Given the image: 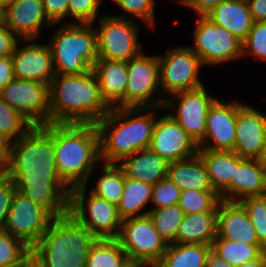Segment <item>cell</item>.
<instances>
[{"instance_id": "bcb514c9", "label": "cell", "mask_w": 266, "mask_h": 267, "mask_svg": "<svg viewBox=\"0 0 266 267\" xmlns=\"http://www.w3.org/2000/svg\"><path fill=\"white\" fill-rule=\"evenodd\" d=\"M224 0H177L184 6L193 9L198 16H206Z\"/></svg>"}, {"instance_id": "f35d334b", "label": "cell", "mask_w": 266, "mask_h": 267, "mask_svg": "<svg viewBox=\"0 0 266 267\" xmlns=\"http://www.w3.org/2000/svg\"><path fill=\"white\" fill-rule=\"evenodd\" d=\"M182 190L168 176L159 180L152 188V209L165 208L179 203Z\"/></svg>"}, {"instance_id": "11a10c76", "label": "cell", "mask_w": 266, "mask_h": 267, "mask_svg": "<svg viewBox=\"0 0 266 267\" xmlns=\"http://www.w3.org/2000/svg\"><path fill=\"white\" fill-rule=\"evenodd\" d=\"M260 161L266 166V141H265L264 152H263V155H262Z\"/></svg>"}, {"instance_id": "7bdbcfd3", "label": "cell", "mask_w": 266, "mask_h": 267, "mask_svg": "<svg viewBox=\"0 0 266 267\" xmlns=\"http://www.w3.org/2000/svg\"><path fill=\"white\" fill-rule=\"evenodd\" d=\"M15 190V184L10 177L0 179V229L5 225Z\"/></svg>"}, {"instance_id": "8fae6325", "label": "cell", "mask_w": 266, "mask_h": 267, "mask_svg": "<svg viewBox=\"0 0 266 267\" xmlns=\"http://www.w3.org/2000/svg\"><path fill=\"white\" fill-rule=\"evenodd\" d=\"M193 33L194 45L189 47L203 65L221 64L242 57V42L229 30L214 24L206 16H198Z\"/></svg>"}, {"instance_id": "836d02e7", "label": "cell", "mask_w": 266, "mask_h": 267, "mask_svg": "<svg viewBox=\"0 0 266 267\" xmlns=\"http://www.w3.org/2000/svg\"><path fill=\"white\" fill-rule=\"evenodd\" d=\"M148 216L152 219L155 229L167 244L176 243L179 225L183 220L184 212L178 204L165 208L150 209Z\"/></svg>"}, {"instance_id": "9c48e42d", "label": "cell", "mask_w": 266, "mask_h": 267, "mask_svg": "<svg viewBox=\"0 0 266 267\" xmlns=\"http://www.w3.org/2000/svg\"><path fill=\"white\" fill-rule=\"evenodd\" d=\"M97 32L98 58L125 61L142 52L138 42V27L131 18L121 16L100 17Z\"/></svg>"}, {"instance_id": "30bf717a", "label": "cell", "mask_w": 266, "mask_h": 267, "mask_svg": "<svg viewBox=\"0 0 266 267\" xmlns=\"http://www.w3.org/2000/svg\"><path fill=\"white\" fill-rule=\"evenodd\" d=\"M125 108H162L165 99L156 100L160 87L159 57L146 56L143 51L127 62Z\"/></svg>"}, {"instance_id": "ee69618b", "label": "cell", "mask_w": 266, "mask_h": 267, "mask_svg": "<svg viewBox=\"0 0 266 267\" xmlns=\"http://www.w3.org/2000/svg\"><path fill=\"white\" fill-rule=\"evenodd\" d=\"M45 14L55 25L68 16V0H42Z\"/></svg>"}, {"instance_id": "e575fe53", "label": "cell", "mask_w": 266, "mask_h": 267, "mask_svg": "<svg viewBox=\"0 0 266 267\" xmlns=\"http://www.w3.org/2000/svg\"><path fill=\"white\" fill-rule=\"evenodd\" d=\"M31 249L0 229V267H30Z\"/></svg>"}, {"instance_id": "4316f807", "label": "cell", "mask_w": 266, "mask_h": 267, "mask_svg": "<svg viewBox=\"0 0 266 267\" xmlns=\"http://www.w3.org/2000/svg\"><path fill=\"white\" fill-rule=\"evenodd\" d=\"M218 211L185 214L177 232V244L211 245L217 237Z\"/></svg>"}, {"instance_id": "7c38bea8", "label": "cell", "mask_w": 266, "mask_h": 267, "mask_svg": "<svg viewBox=\"0 0 266 267\" xmlns=\"http://www.w3.org/2000/svg\"><path fill=\"white\" fill-rule=\"evenodd\" d=\"M53 217L15 190L3 230L32 249L47 231Z\"/></svg>"}, {"instance_id": "4fadbf2b", "label": "cell", "mask_w": 266, "mask_h": 267, "mask_svg": "<svg viewBox=\"0 0 266 267\" xmlns=\"http://www.w3.org/2000/svg\"><path fill=\"white\" fill-rule=\"evenodd\" d=\"M199 56L189 47H179L159 56L160 87L167 95L181 91H190L203 87L198 78Z\"/></svg>"}, {"instance_id": "e0dca14e", "label": "cell", "mask_w": 266, "mask_h": 267, "mask_svg": "<svg viewBox=\"0 0 266 267\" xmlns=\"http://www.w3.org/2000/svg\"><path fill=\"white\" fill-rule=\"evenodd\" d=\"M242 105L237 102L224 103L216 99L209 108L205 134L197 143L198 149L233 151L236 139L237 110ZM211 141L214 144L210 145Z\"/></svg>"}, {"instance_id": "7402d4cb", "label": "cell", "mask_w": 266, "mask_h": 267, "mask_svg": "<svg viewBox=\"0 0 266 267\" xmlns=\"http://www.w3.org/2000/svg\"><path fill=\"white\" fill-rule=\"evenodd\" d=\"M100 93L110 108H125L127 62L98 58L92 66Z\"/></svg>"}, {"instance_id": "d590c367", "label": "cell", "mask_w": 266, "mask_h": 267, "mask_svg": "<svg viewBox=\"0 0 266 267\" xmlns=\"http://www.w3.org/2000/svg\"><path fill=\"white\" fill-rule=\"evenodd\" d=\"M33 126L27 118L0 97V134L14 142Z\"/></svg>"}, {"instance_id": "484cf974", "label": "cell", "mask_w": 266, "mask_h": 267, "mask_svg": "<svg viewBox=\"0 0 266 267\" xmlns=\"http://www.w3.org/2000/svg\"><path fill=\"white\" fill-rule=\"evenodd\" d=\"M118 165L125 176L155 185L167 176L169 163L156 152L146 148L125 157Z\"/></svg>"}, {"instance_id": "9f6ffc18", "label": "cell", "mask_w": 266, "mask_h": 267, "mask_svg": "<svg viewBox=\"0 0 266 267\" xmlns=\"http://www.w3.org/2000/svg\"><path fill=\"white\" fill-rule=\"evenodd\" d=\"M11 0H0V8L3 10Z\"/></svg>"}, {"instance_id": "4dcf8cb0", "label": "cell", "mask_w": 266, "mask_h": 267, "mask_svg": "<svg viewBox=\"0 0 266 267\" xmlns=\"http://www.w3.org/2000/svg\"><path fill=\"white\" fill-rule=\"evenodd\" d=\"M212 250L233 267L245 262L257 260L266 249L261 244H245L222 239L217 236L212 243Z\"/></svg>"}, {"instance_id": "9a60e30c", "label": "cell", "mask_w": 266, "mask_h": 267, "mask_svg": "<svg viewBox=\"0 0 266 267\" xmlns=\"http://www.w3.org/2000/svg\"><path fill=\"white\" fill-rule=\"evenodd\" d=\"M171 96V99H165L163 108H175L177 113L169 115L198 143L204 137L207 114L216 98L208 95L204 86L176 92L169 97Z\"/></svg>"}, {"instance_id": "816d5d0a", "label": "cell", "mask_w": 266, "mask_h": 267, "mask_svg": "<svg viewBox=\"0 0 266 267\" xmlns=\"http://www.w3.org/2000/svg\"><path fill=\"white\" fill-rule=\"evenodd\" d=\"M266 261V252H264L257 260L245 262L238 267H264Z\"/></svg>"}, {"instance_id": "f6af8a7d", "label": "cell", "mask_w": 266, "mask_h": 267, "mask_svg": "<svg viewBox=\"0 0 266 267\" xmlns=\"http://www.w3.org/2000/svg\"><path fill=\"white\" fill-rule=\"evenodd\" d=\"M19 38L0 21V56L12 57Z\"/></svg>"}, {"instance_id": "ab89813d", "label": "cell", "mask_w": 266, "mask_h": 267, "mask_svg": "<svg viewBox=\"0 0 266 267\" xmlns=\"http://www.w3.org/2000/svg\"><path fill=\"white\" fill-rule=\"evenodd\" d=\"M245 54H252L266 61V21L253 23L249 34L242 42V55Z\"/></svg>"}, {"instance_id": "f546056e", "label": "cell", "mask_w": 266, "mask_h": 267, "mask_svg": "<svg viewBox=\"0 0 266 267\" xmlns=\"http://www.w3.org/2000/svg\"><path fill=\"white\" fill-rule=\"evenodd\" d=\"M153 185L125 176L122 198L117 204L122 220L148 215L149 211L140 212L152 199ZM140 212V213H138ZM138 213V214H137Z\"/></svg>"}, {"instance_id": "44dd1931", "label": "cell", "mask_w": 266, "mask_h": 267, "mask_svg": "<svg viewBox=\"0 0 266 267\" xmlns=\"http://www.w3.org/2000/svg\"><path fill=\"white\" fill-rule=\"evenodd\" d=\"M217 236L245 244H260L246 209L240 202L235 201L220 200Z\"/></svg>"}, {"instance_id": "f1b7e54d", "label": "cell", "mask_w": 266, "mask_h": 267, "mask_svg": "<svg viewBox=\"0 0 266 267\" xmlns=\"http://www.w3.org/2000/svg\"><path fill=\"white\" fill-rule=\"evenodd\" d=\"M211 245L168 244L162 258L153 267H206Z\"/></svg>"}, {"instance_id": "83f0119b", "label": "cell", "mask_w": 266, "mask_h": 267, "mask_svg": "<svg viewBox=\"0 0 266 267\" xmlns=\"http://www.w3.org/2000/svg\"><path fill=\"white\" fill-rule=\"evenodd\" d=\"M167 176L182 191H214L206 166L198 154L186 160L169 163Z\"/></svg>"}, {"instance_id": "f907efd6", "label": "cell", "mask_w": 266, "mask_h": 267, "mask_svg": "<svg viewBox=\"0 0 266 267\" xmlns=\"http://www.w3.org/2000/svg\"><path fill=\"white\" fill-rule=\"evenodd\" d=\"M206 267H233L225 259L217 255L212 249L206 261Z\"/></svg>"}, {"instance_id": "7dc6e473", "label": "cell", "mask_w": 266, "mask_h": 267, "mask_svg": "<svg viewBox=\"0 0 266 267\" xmlns=\"http://www.w3.org/2000/svg\"><path fill=\"white\" fill-rule=\"evenodd\" d=\"M14 79L12 57L0 56V90Z\"/></svg>"}, {"instance_id": "d6986e66", "label": "cell", "mask_w": 266, "mask_h": 267, "mask_svg": "<svg viewBox=\"0 0 266 267\" xmlns=\"http://www.w3.org/2000/svg\"><path fill=\"white\" fill-rule=\"evenodd\" d=\"M29 42L23 48L15 47L12 55L14 64V78L38 81L49 84L55 77L53 58L48 44L30 43L34 40H22Z\"/></svg>"}, {"instance_id": "db71d44e", "label": "cell", "mask_w": 266, "mask_h": 267, "mask_svg": "<svg viewBox=\"0 0 266 267\" xmlns=\"http://www.w3.org/2000/svg\"><path fill=\"white\" fill-rule=\"evenodd\" d=\"M6 176V167L0 162V179Z\"/></svg>"}, {"instance_id": "f5cc1de1", "label": "cell", "mask_w": 266, "mask_h": 267, "mask_svg": "<svg viewBox=\"0 0 266 267\" xmlns=\"http://www.w3.org/2000/svg\"><path fill=\"white\" fill-rule=\"evenodd\" d=\"M144 266L151 267L150 265H148L144 262L128 258L124 263H122V265L120 267H144Z\"/></svg>"}, {"instance_id": "6f0895ef", "label": "cell", "mask_w": 266, "mask_h": 267, "mask_svg": "<svg viewBox=\"0 0 266 267\" xmlns=\"http://www.w3.org/2000/svg\"><path fill=\"white\" fill-rule=\"evenodd\" d=\"M0 21H2V9L0 8Z\"/></svg>"}, {"instance_id": "d4e9b609", "label": "cell", "mask_w": 266, "mask_h": 267, "mask_svg": "<svg viewBox=\"0 0 266 267\" xmlns=\"http://www.w3.org/2000/svg\"><path fill=\"white\" fill-rule=\"evenodd\" d=\"M263 195H266V166L258 159H244L232 177L231 201Z\"/></svg>"}, {"instance_id": "c3c4849f", "label": "cell", "mask_w": 266, "mask_h": 267, "mask_svg": "<svg viewBox=\"0 0 266 267\" xmlns=\"http://www.w3.org/2000/svg\"><path fill=\"white\" fill-rule=\"evenodd\" d=\"M254 22L266 21V0H247Z\"/></svg>"}, {"instance_id": "5b68a950", "label": "cell", "mask_w": 266, "mask_h": 267, "mask_svg": "<svg viewBox=\"0 0 266 267\" xmlns=\"http://www.w3.org/2000/svg\"><path fill=\"white\" fill-rule=\"evenodd\" d=\"M96 237L70 213L53 218L31 249L30 267H86Z\"/></svg>"}, {"instance_id": "8992f818", "label": "cell", "mask_w": 266, "mask_h": 267, "mask_svg": "<svg viewBox=\"0 0 266 267\" xmlns=\"http://www.w3.org/2000/svg\"><path fill=\"white\" fill-rule=\"evenodd\" d=\"M91 23H68L48 44L57 75H80L98 59L97 32Z\"/></svg>"}, {"instance_id": "6da1fadb", "label": "cell", "mask_w": 266, "mask_h": 267, "mask_svg": "<svg viewBox=\"0 0 266 267\" xmlns=\"http://www.w3.org/2000/svg\"><path fill=\"white\" fill-rule=\"evenodd\" d=\"M16 190L53 218L69 213L71 189L58 175L54 158V123L33 126L12 142L6 167Z\"/></svg>"}, {"instance_id": "1f68e13d", "label": "cell", "mask_w": 266, "mask_h": 267, "mask_svg": "<svg viewBox=\"0 0 266 267\" xmlns=\"http://www.w3.org/2000/svg\"><path fill=\"white\" fill-rule=\"evenodd\" d=\"M127 259L116 238H99L90 247L86 267H120Z\"/></svg>"}, {"instance_id": "7a4b0ae2", "label": "cell", "mask_w": 266, "mask_h": 267, "mask_svg": "<svg viewBox=\"0 0 266 267\" xmlns=\"http://www.w3.org/2000/svg\"><path fill=\"white\" fill-rule=\"evenodd\" d=\"M110 110L92 69L80 75L56 74L49 85V123L96 124Z\"/></svg>"}, {"instance_id": "ffe728a7", "label": "cell", "mask_w": 266, "mask_h": 267, "mask_svg": "<svg viewBox=\"0 0 266 267\" xmlns=\"http://www.w3.org/2000/svg\"><path fill=\"white\" fill-rule=\"evenodd\" d=\"M2 22L22 40H35L44 22L53 25L42 0H11L2 10Z\"/></svg>"}, {"instance_id": "277c9868", "label": "cell", "mask_w": 266, "mask_h": 267, "mask_svg": "<svg viewBox=\"0 0 266 267\" xmlns=\"http://www.w3.org/2000/svg\"><path fill=\"white\" fill-rule=\"evenodd\" d=\"M148 109L151 108H111L96 123L100 159L104 163L118 164L125 157L149 147L156 120L151 113L141 114Z\"/></svg>"}, {"instance_id": "b9f144b4", "label": "cell", "mask_w": 266, "mask_h": 267, "mask_svg": "<svg viewBox=\"0 0 266 267\" xmlns=\"http://www.w3.org/2000/svg\"><path fill=\"white\" fill-rule=\"evenodd\" d=\"M122 10L140 18L151 28L155 26L154 0H113Z\"/></svg>"}, {"instance_id": "d6a6232c", "label": "cell", "mask_w": 266, "mask_h": 267, "mask_svg": "<svg viewBox=\"0 0 266 267\" xmlns=\"http://www.w3.org/2000/svg\"><path fill=\"white\" fill-rule=\"evenodd\" d=\"M125 173L118 164H104L103 175L90 192L106 201L118 204L123 195Z\"/></svg>"}, {"instance_id": "cb8c5ba5", "label": "cell", "mask_w": 266, "mask_h": 267, "mask_svg": "<svg viewBox=\"0 0 266 267\" xmlns=\"http://www.w3.org/2000/svg\"><path fill=\"white\" fill-rule=\"evenodd\" d=\"M206 17L229 30L241 42L246 39L254 23L247 0H224Z\"/></svg>"}, {"instance_id": "ba28073f", "label": "cell", "mask_w": 266, "mask_h": 267, "mask_svg": "<svg viewBox=\"0 0 266 267\" xmlns=\"http://www.w3.org/2000/svg\"><path fill=\"white\" fill-rule=\"evenodd\" d=\"M116 239L129 259L151 267L162 258L168 247L148 215L124 219Z\"/></svg>"}, {"instance_id": "2e32d148", "label": "cell", "mask_w": 266, "mask_h": 267, "mask_svg": "<svg viewBox=\"0 0 266 267\" xmlns=\"http://www.w3.org/2000/svg\"><path fill=\"white\" fill-rule=\"evenodd\" d=\"M148 148L168 163L186 160L198 154V144L169 114L156 120Z\"/></svg>"}, {"instance_id": "681fc988", "label": "cell", "mask_w": 266, "mask_h": 267, "mask_svg": "<svg viewBox=\"0 0 266 267\" xmlns=\"http://www.w3.org/2000/svg\"><path fill=\"white\" fill-rule=\"evenodd\" d=\"M12 141L6 136L0 134V162L7 167L10 153H11Z\"/></svg>"}, {"instance_id": "3957f363", "label": "cell", "mask_w": 266, "mask_h": 267, "mask_svg": "<svg viewBox=\"0 0 266 267\" xmlns=\"http://www.w3.org/2000/svg\"><path fill=\"white\" fill-rule=\"evenodd\" d=\"M54 158L59 177L70 189L87 187L101 160L96 124L54 123Z\"/></svg>"}, {"instance_id": "603a6c76", "label": "cell", "mask_w": 266, "mask_h": 267, "mask_svg": "<svg viewBox=\"0 0 266 267\" xmlns=\"http://www.w3.org/2000/svg\"><path fill=\"white\" fill-rule=\"evenodd\" d=\"M214 191L222 200L231 201V182L235 168L244 160L234 151L198 149Z\"/></svg>"}, {"instance_id": "60d3db41", "label": "cell", "mask_w": 266, "mask_h": 267, "mask_svg": "<svg viewBox=\"0 0 266 267\" xmlns=\"http://www.w3.org/2000/svg\"><path fill=\"white\" fill-rule=\"evenodd\" d=\"M100 4L101 0H68V16L74 18L69 23H94Z\"/></svg>"}, {"instance_id": "ac0fdd59", "label": "cell", "mask_w": 266, "mask_h": 267, "mask_svg": "<svg viewBox=\"0 0 266 267\" xmlns=\"http://www.w3.org/2000/svg\"><path fill=\"white\" fill-rule=\"evenodd\" d=\"M233 151L243 159L260 160L266 141V115L243 104L237 110Z\"/></svg>"}, {"instance_id": "52a82bcc", "label": "cell", "mask_w": 266, "mask_h": 267, "mask_svg": "<svg viewBox=\"0 0 266 267\" xmlns=\"http://www.w3.org/2000/svg\"><path fill=\"white\" fill-rule=\"evenodd\" d=\"M85 193V185L71 188L69 213L97 239L117 238L123 221L117 205L92 192H89V197L85 198Z\"/></svg>"}, {"instance_id": "5bb4252c", "label": "cell", "mask_w": 266, "mask_h": 267, "mask_svg": "<svg viewBox=\"0 0 266 267\" xmlns=\"http://www.w3.org/2000/svg\"><path fill=\"white\" fill-rule=\"evenodd\" d=\"M0 97L34 126L49 124V84L14 78Z\"/></svg>"}, {"instance_id": "74e56055", "label": "cell", "mask_w": 266, "mask_h": 267, "mask_svg": "<svg viewBox=\"0 0 266 267\" xmlns=\"http://www.w3.org/2000/svg\"><path fill=\"white\" fill-rule=\"evenodd\" d=\"M240 203L248 213L258 242L266 249V195L248 197Z\"/></svg>"}, {"instance_id": "8d00e7d4", "label": "cell", "mask_w": 266, "mask_h": 267, "mask_svg": "<svg viewBox=\"0 0 266 267\" xmlns=\"http://www.w3.org/2000/svg\"><path fill=\"white\" fill-rule=\"evenodd\" d=\"M220 200V196L215 191L184 190L178 205L184 214H193L218 211Z\"/></svg>"}]
</instances>
